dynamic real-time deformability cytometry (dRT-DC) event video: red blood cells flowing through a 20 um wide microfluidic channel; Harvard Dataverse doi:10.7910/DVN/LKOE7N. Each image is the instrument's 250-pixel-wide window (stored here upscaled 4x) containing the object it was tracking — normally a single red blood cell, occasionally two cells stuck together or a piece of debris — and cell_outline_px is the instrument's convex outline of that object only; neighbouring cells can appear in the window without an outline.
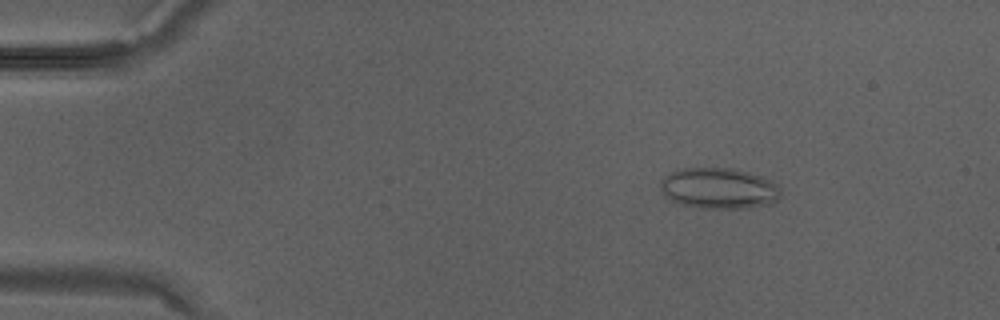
{"species": "Egyptian fruit bat (a non-hibernating species)", "species_latin": "Rousettus aegyptiacus", "temperature_condition": "warm", "stored_images_in_passage": 33, "camera_frame_rate_fps": 3000, "um_per_image_px": 0.085, "animal": {"sex": "male"}, "frame": {"image": 1, "passage_image": 5, "time_ms": 1.333, "image_size_px": [1000, 320], "cell_outline_px": [[780, 196], [776, 200], [768, 204], [744, 208], [704, 208], [680, 204], [664, 196], [660, 188], [660, 180], [664, 176], [676, 168], [732, 168], [748, 172], [772, 180], [780, 184]], "centroid_in_image_um": [61.08, 15.99], "position_along_channel_um": 23.9, "area_um2": 28.9}}
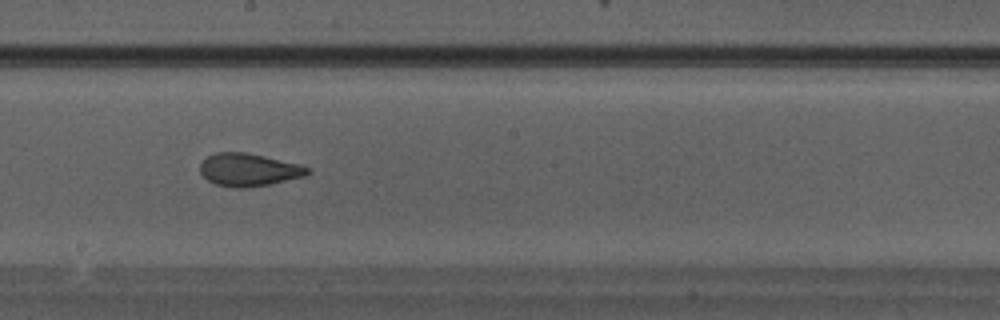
{"frame": {"image": 2, "passage_image": 19, "time_ms": 6.0, "image_size_px": [1000, 320], "cell_outline_px": [[312, 172], [304, 176], [268, 184], [240, 188], [236, 188], [216, 184], [208, 180], [200, 172], [200, 164], [208, 156], [216, 152], [244, 152], [264, 156], [300, 164], [308, 168]], "centroid_in_image_um": [21.13, 14.42], "position_along_channel_um": 227.1, "area_um2": 20.23}}